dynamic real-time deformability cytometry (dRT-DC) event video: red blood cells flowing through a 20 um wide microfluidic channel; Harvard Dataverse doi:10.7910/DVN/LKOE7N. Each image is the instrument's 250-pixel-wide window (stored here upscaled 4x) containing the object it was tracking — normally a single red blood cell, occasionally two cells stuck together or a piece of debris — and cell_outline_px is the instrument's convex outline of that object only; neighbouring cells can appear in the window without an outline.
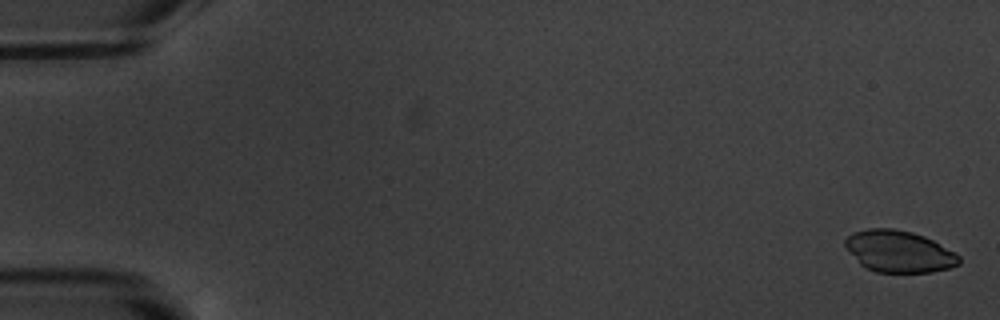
{"species": "common noctule bat (a hibernating species)", "species_latin": "Nyctalus noctula", "temperature_condition": "warm", "stored_images_in_passage": 5, "camera_frame_rate_fps": 3000, "um_per_image_px": 0.085, "animal": {"sex": "male", "body_mass_g": 20.1, "forearm_length_mm": 53.5}, "frame": {"image": 1, "passage_image": 1, "time_ms": 0.0, "image_size_px": [1000, 320], "cell_outline_px": [[960, 264], [948, 268], [932, 272], [876, 272], [864, 268], [860, 264], [844, 244], [844, 240], [852, 232], [868, 228], [892, 228], [912, 232], [924, 236], [932, 240], [960, 256]], "centroid_in_image_um": [76.39, 21.37], "position_along_channel_um": 8.6, "area_um2": 27.57}}
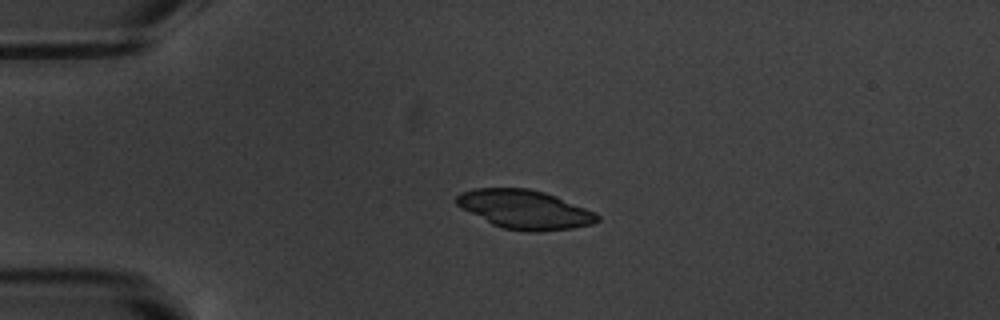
{"frame": {"image": 2, "passage_image": 4, "time_ms": 4.333, "image_size_px": [1000, 320], "cell_outline_px": [[600, 220], [592, 224], [572, 228], [540, 232], [528, 232], [504, 228], [492, 224], [460, 208], [456, 204], [456, 196], [460, 192], [476, 188], [528, 188], [544, 192], [556, 196], [596, 212], [600, 216]], "centroid_in_image_um": [44.6, 17.8], "position_along_channel_um": 40.4, "area_um2": 32.02}}